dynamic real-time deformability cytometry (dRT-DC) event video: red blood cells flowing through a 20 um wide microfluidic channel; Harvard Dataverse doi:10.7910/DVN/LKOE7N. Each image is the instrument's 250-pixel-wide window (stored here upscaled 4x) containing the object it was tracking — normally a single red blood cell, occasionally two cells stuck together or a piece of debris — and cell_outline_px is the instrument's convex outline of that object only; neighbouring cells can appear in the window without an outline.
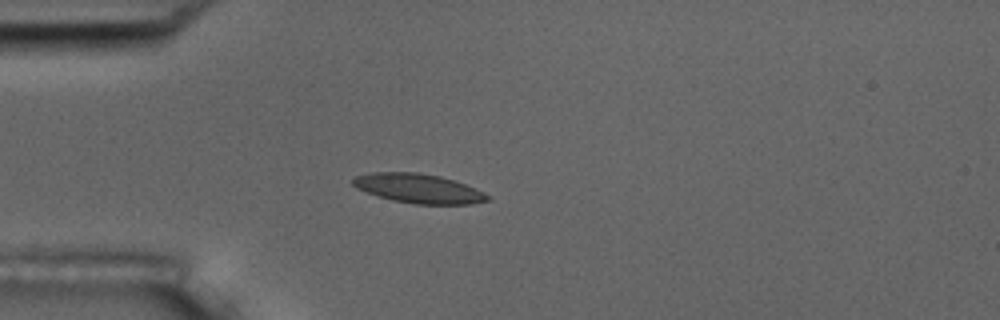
{"species": "common noctule bat (a hibernating species)", "species_latin": "Nyctalus noctula", "temperature_condition": "room temperature", "stored_images_in_passage": 2, "camera_frame_rate_fps": 3000, "um_per_image_px": 0.085, "animal": {"sex": "male", "body_mass_g": 17.5, "forearm_length_mm": 52.3}, "frame": {"image": 1, "passage_image": 1, "time_ms": 0.0, "image_size_px": [1000, 320], "cell_outline_px": [[492, 200], [472, 204], [416, 204], [392, 200], [356, 188], [352, 184], [352, 180], [356, 176], [372, 172], [420, 172], [440, 176], [476, 188], [492, 196]], "centroid_in_image_um": [35.63, 16.02], "position_along_channel_um": 49.4, "area_um2": 23.0}}